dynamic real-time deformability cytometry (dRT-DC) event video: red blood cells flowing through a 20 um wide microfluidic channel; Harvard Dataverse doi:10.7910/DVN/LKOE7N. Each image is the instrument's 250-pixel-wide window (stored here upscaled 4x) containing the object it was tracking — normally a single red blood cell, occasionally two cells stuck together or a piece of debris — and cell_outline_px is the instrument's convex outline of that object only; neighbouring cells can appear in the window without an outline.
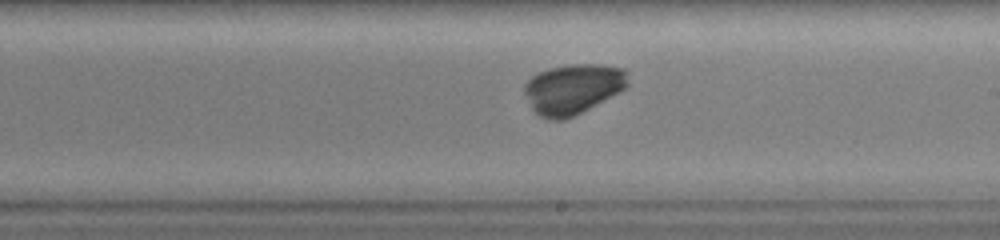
{"species": "common noctule bat (a hibernating species)", "species_latin": "Nyctalus noctula", "temperature_condition": "warm", "stored_images_in_passage": 34, "camera_frame_rate_fps": 3000, "um_per_image_px": 0.085, "animal": {"sex": "female", "body_mass_g": 19.0, "forearm_length_mm": 51.5}, "frame": {"image": 1, "passage_image": 20, "time_ms": 6.333, "image_size_px": [1000, 240], "cell_outline_px": [[628, 88], [564, 120], [548, 120], [540, 116], [532, 108], [524, 92], [524, 84], [532, 76], [548, 68], [568, 64], [604, 64], [624, 68], [628, 72]], "centroid_in_image_um": [48.73, 7.53], "position_along_channel_um": 240.3, "area_um2": 30.35}}
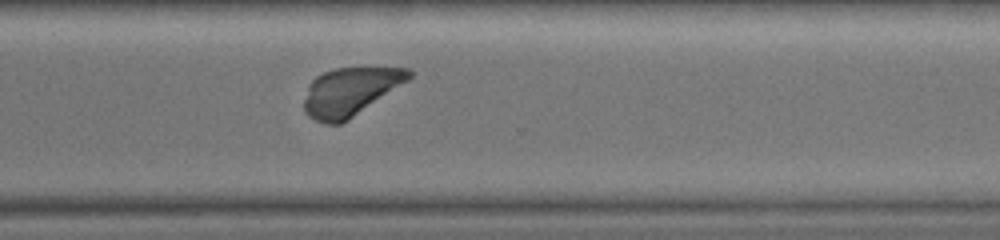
{"frame": {"image": 2, "passage_image": 27, "time_ms": 8.667, "image_size_px": [1000, 240], "cell_outline_px": [[412, 76], [408, 80], [348, 120], [340, 124], [328, 124], [316, 120], [304, 108], [304, 100], [308, 84], [316, 76], [324, 72], [336, 68], [408, 68], [412, 72]], "centroid_in_image_um": [29.75, 7.78], "position_along_channel_um": 340.8, "area_um2": 28.84}}
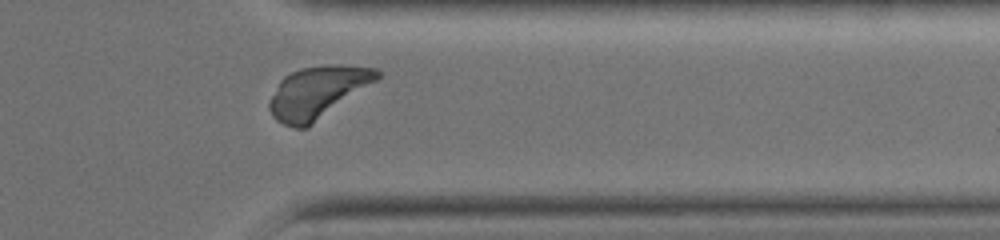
{"frame": {"image": 3, "passage_image": 30, "time_ms": 9.667, "image_size_px": [1000, 240], "cell_outline_px": [[380, 76], [376, 80], [308, 128], [296, 128], [284, 124], [276, 120], [272, 116], [268, 108], [268, 100], [280, 80], [284, 76], [300, 68], [328, 64], [344, 64], [376, 68], [380, 72]], "centroid_in_image_um": [26.96, 7.84], "position_along_channel_um": 384.4, "area_um2": 32.66}}